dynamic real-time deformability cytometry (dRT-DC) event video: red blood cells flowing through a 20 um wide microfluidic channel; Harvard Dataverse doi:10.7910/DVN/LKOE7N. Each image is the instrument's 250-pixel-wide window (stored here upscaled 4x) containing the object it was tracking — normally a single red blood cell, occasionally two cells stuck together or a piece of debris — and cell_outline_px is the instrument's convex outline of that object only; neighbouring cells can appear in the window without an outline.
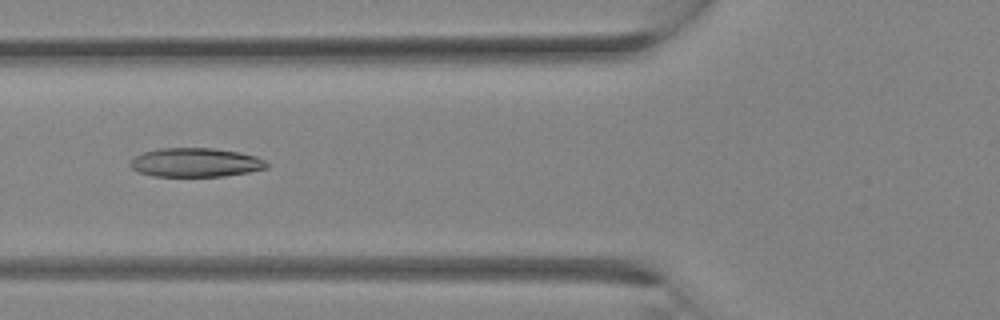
{"species": "Egyptian fruit bat (a non-hibernating species)", "species_latin": "Rousettus aegyptiacus", "temperature_condition": "room temperature", "stored_images_in_passage": 31, "camera_frame_rate_fps": 3000, "um_per_image_px": 0.085, "animal": {"sex": "female"}, "frame": {"image": 1, "passage_image": 12, "time_ms": 3.667, "image_size_px": [1000, 320], "cell_outline_px": [[268, 168], [248, 172], [224, 176], [152, 176], [136, 172], [128, 164], [136, 156], [144, 152], [160, 148], [212, 148], [240, 152], [256, 156], [264, 160], [268, 164]], "centroid_in_image_um": [16.62, 13.81], "position_along_channel_um": 109.2, "area_um2": 23.06}}
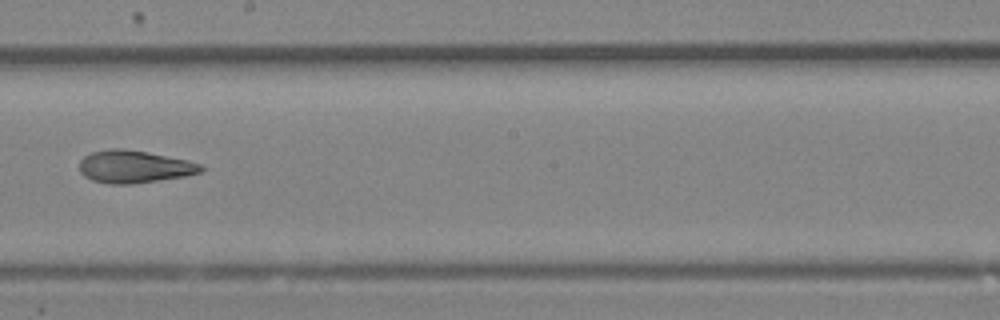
{"frame": {"image": 2, "passage_image": 18, "time_ms": 5.667, "image_size_px": [1000, 320], "cell_outline_px": [[208, 168], [200, 172], [184, 176], [160, 180], [132, 184], [108, 184], [92, 180], [84, 176], [80, 172], [80, 160], [84, 156], [92, 152], [112, 148], [124, 148], [188, 160], [200, 164]], "centroid_in_image_um": [11.41, 14.17], "position_along_channel_um": 236.8, "area_um2": 23.06}}
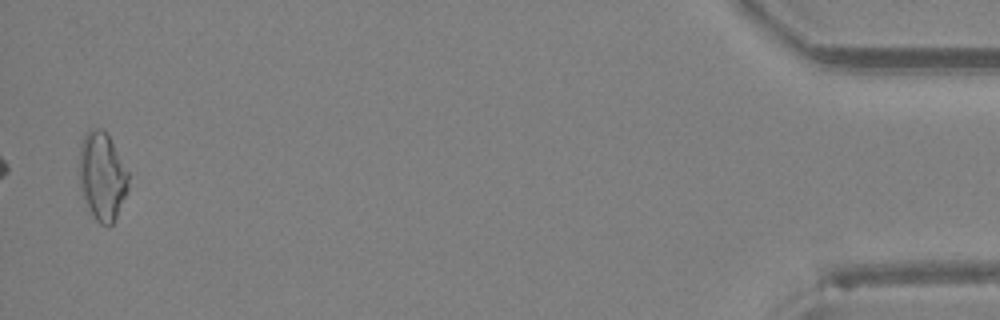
{"frame": {"image": 3, "passage_image": 31, "time_ms": 10.0, "image_size_px": [1000, 320], "cell_outline_px": [[128, 192], [112, 224], [108, 228], [100, 224], [96, 220], [84, 200], [80, 188], [80, 144], [84, 136], [92, 128], [100, 128], [108, 136], [128, 172]], "centroid_in_image_um": [8.68, 15.03], "position_along_channel_um": 426.5, "area_um2": 24.91}}